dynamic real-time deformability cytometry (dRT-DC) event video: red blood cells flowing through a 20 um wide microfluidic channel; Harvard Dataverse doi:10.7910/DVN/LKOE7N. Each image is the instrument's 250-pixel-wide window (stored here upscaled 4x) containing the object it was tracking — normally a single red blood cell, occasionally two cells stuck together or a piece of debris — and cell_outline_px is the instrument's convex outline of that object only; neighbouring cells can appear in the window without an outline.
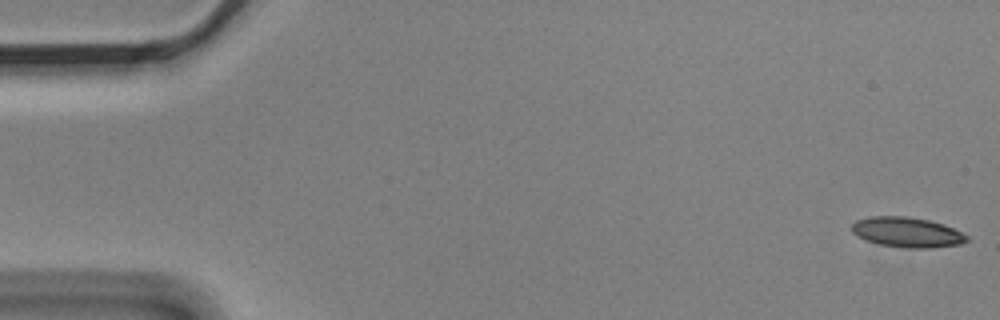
{"species": "Egyptian fruit bat (a non-hibernating species)", "species_latin": "Rousettus aegyptiacus", "temperature_condition": "cold", "stored_images_in_passage": 10, "camera_frame_rate_fps": 3000, "um_per_image_px": 0.085, "animal": {"sex": "male"}, "frame": {"image": 1, "passage_image": 1, "time_ms": 0.0, "image_size_px": [1000, 320], "cell_outline_px": [[968, 240], [960, 244], [932, 248], [908, 248], [880, 244], [864, 240], [856, 236], [852, 232], [852, 224], [856, 220], [868, 216], [908, 216], [928, 220], [944, 224], [968, 236]], "centroid_in_image_um": [77.07, 19.73], "position_along_channel_um": 7.9, "area_um2": 20.23}}
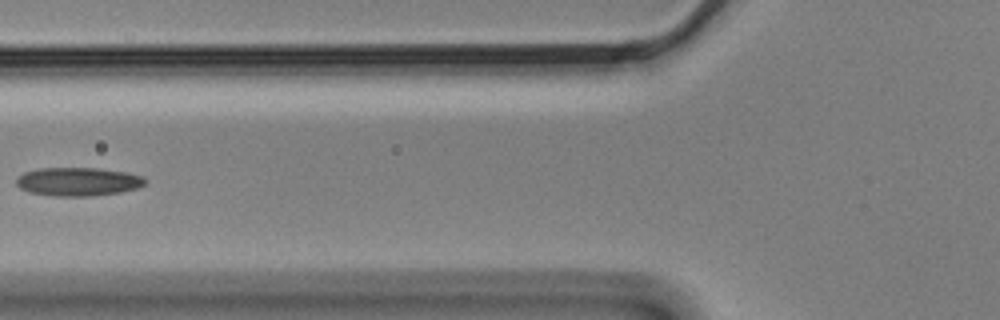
{"frame": {"image": 2, "passage_image": 6, "time_ms": 1.667, "image_size_px": [1000, 320], "cell_outline_px": [[148, 180], [144, 184], [136, 188], [120, 192], [92, 196], [52, 196], [28, 192], [20, 188], [16, 184], [16, 176], [24, 172], [40, 168], [96, 168], [128, 172], [144, 176]], "centroid_in_image_um": [6.62, 15.44], "position_along_channel_um": 119.2, "area_um2": 21.62}}
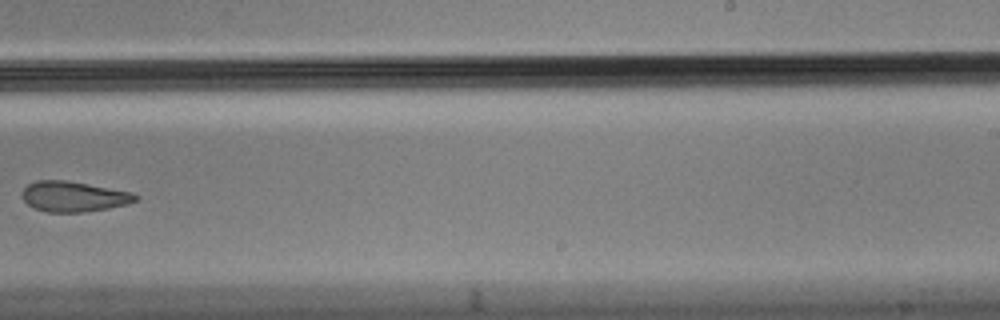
{"frame": {"image": 3, "passage_image": 10, "time_ms": 3.0, "image_size_px": [1000, 320], "cell_outline_px": [[140, 196], [136, 200], [128, 204], [108, 208], [84, 212], [44, 212], [28, 204], [20, 196], [24, 188], [28, 184], [36, 180], [64, 180], [88, 184], [132, 192]], "centroid_in_image_um": [6.25, 16.7], "position_along_channel_um": 282.7, "area_um2": 20.06}}